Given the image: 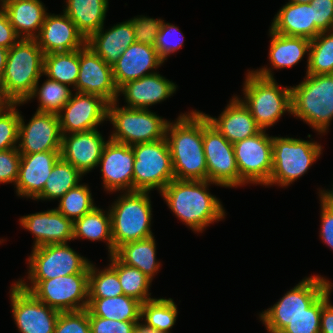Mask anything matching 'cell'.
<instances>
[{
  "instance_id": "obj_1",
  "label": "cell",
  "mask_w": 333,
  "mask_h": 333,
  "mask_svg": "<svg viewBox=\"0 0 333 333\" xmlns=\"http://www.w3.org/2000/svg\"><path fill=\"white\" fill-rule=\"evenodd\" d=\"M166 139L171 153L175 179L208 180L203 150V112L181 114L175 122H168Z\"/></svg>"
},
{
  "instance_id": "obj_2",
  "label": "cell",
  "mask_w": 333,
  "mask_h": 333,
  "mask_svg": "<svg viewBox=\"0 0 333 333\" xmlns=\"http://www.w3.org/2000/svg\"><path fill=\"white\" fill-rule=\"evenodd\" d=\"M208 180H172L160 193L167 206L191 230L204 228L225 217V210L216 196L209 193Z\"/></svg>"
},
{
  "instance_id": "obj_3",
  "label": "cell",
  "mask_w": 333,
  "mask_h": 333,
  "mask_svg": "<svg viewBox=\"0 0 333 333\" xmlns=\"http://www.w3.org/2000/svg\"><path fill=\"white\" fill-rule=\"evenodd\" d=\"M271 70L263 67L249 71L243 87L244 99L239 98L262 130L273 126L286 111H292L291 86H279Z\"/></svg>"
},
{
  "instance_id": "obj_4",
  "label": "cell",
  "mask_w": 333,
  "mask_h": 333,
  "mask_svg": "<svg viewBox=\"0 0 333 333\" xmlns=\"http://www.w3.org/2000/svg\"><path fill=\"white\" fill-rule=\"evenodd\" d=\"M44 53L35 39H20L8 49L2 77L6 95L13 103H24L43 75Z\"/></svg>"
},
{
  "instance_id": "obj_5",
  "label": "cell",
  "mask_w": 333,
  "mask_h": 333,
  "mask_svg": "<svg viewBox=\"0 0 333 333\" xmlns=\"http://www.w3.org/2000/svg\"><path fill=\"white\" fill-rule=\"evenodd\" d=\"M291 115L325 133L333 120V74H307L304 80L291 86Z\"/></svg>"
},
{
  "instance_id": "obj_6",
  "label": "cell",
  "mask_w": 333,
  "mask_h": 333,
  "mask_svg": "<svg viewBox=\"0 0 333 333\" xmlns=\"http://www.w3.org/2000/svg\"><path fill=\"white\" fill-rule=\"evenodd\" d=\"M149 192H124L109 208L113 247L153 236Z\"/></svg>"
},
{
  "instance_id": "obj_7",
  "label": "cell",
  "mask_w": 333,
  "mask_h": 333,
  "mask_svg": "<svg viewBox=\"0 0 333 333\" xmlns=\"http://www.w3.org/2000/svg\"><path fill=\"white\" fill-rule=\"evenodd\" d=\"M322 146L314 141L272 136V173L265 186L288 187L322 154Z\"/></svg>"
},
{
  "instance_id": "obj_8",
  "label": "cell",
  "mask_w": 333,
  "mask_h": 333,
  "mask_svg": "<svg viewBox=\"0 0 333 333\" xmlns=\"http://www.w3.org/2000/svg\"><path fill=\"white\" fill-rule=\"evenodd\" d=\"M118 101L108 104V117L114 129L109 139L127 144L155 142L165 138L168 122L149 109L119 107Z\"/></svg>"
},
{
  "instance_id": "obj_9",
  "label": "cell",
  "mask_w": 333,
  "mask_h": 333,
  "mask_svg": "<svg viewBox=\"0 0 333 333\" xmlns=\"http://www.w3.org/2000/svg\"><path fill=\"white\" fill-rule=\"evenodd\" d=\"M16 281L38 300L60 312L79 311L88 307L89 272L48 280Z\"/></svg>"
},
{
  "instance_id": "obj_10",
  "label": "cell",
  "mask_w": 333,
  "mask_h": 333,
  "mask_svg": "<svg viewBox=\"0 0 333 333\" xmlns=\"http://www.w3.org/2000/svg\"><path fill=\"white\" fill-rule=\"evenodd\" d=\"M134 152L133 191L161 192L175 179L171 153L166 137L148 143L132 145Z\"/></svg>"
},
{
  "instance_id": "obj_11",
  "label": "cell",
  "mask_w": 333,
  "mask_h": 333,
  "mask_svg": "<svg viewBox=\"0 0 333 333\" xmlns=\"http://www.w3.org/2000/svg\"><path fill=\"white\" fill-rule=\"evenodd\" d=\"M321 275L305 277L273 306L260 313L259 319L266 329L282 331L331 285Z\"/></svg>"
},
{
  "instance_id": "obj_12",
  "label": "cell",
  "mask_w": 333,
  "mask_h": 333,
  "mask_svg": "<svg viewBox=\"0 0 333 333\" xmlns=\"http://www.w3.org/2000/svg\"><path fill=\"white\" fill-rule=\"evenodd\" d=\"M28 264V280H48L81 272H89L91 261L81 257L67 243L32 248Z\"/></svg>"
},
{
  "instance_id": "obj_13",
  "label": "cell",
  "mask_w": 333,
  "mask_h": 333,
  "mask_svg": "<svg viewBox=\"0 0 333 333\" xmlns=\"http://www.w3.org/2000/svg\"><path fill=\"white\" fill-rule=\"evenodd\" d=\"M203 150L206 157L208 181L221 187L246 184L239 175L233 143H230L203 114Z\"/></svg>"
},
{
  "instance_id": "obj_14",
  "label": "cell",
  "mask_w": 333,
  "mask_h": 333,
  "mask_svg": "<svg viewBox=\"0 0 333 333\" xmlns=\"http://www.w3.org/2000/svg\"><path fill=\"white\" fill-rule=\"evenodd\" d=\"M240 178L247 184L266 185L272 173V136L266 130L233 144Z\"/></svg>"
},
{
  "instance_id": "obj_15",
  "label": "cell",
  "mask_w": 333,
  "mask_h": 333,
  "mask_svg": "<svg viewBox=\"0 0 333 333\" xmlns=\"http://www.w3.org/2000/svg\"><path fill=\"white\" fill-rule=\"evenodd\" d=\"M10 300L14 322L20 333H54L60 311L38 300L17 282L11 286Z\"/></svg>"
},
{
  "instance_id": "obj_16",
  "label": "cell",
  "mask_w": 333,
  "mask_h": 333,
  "mask_svg": "<svg viewBox=\"0 0 333 333\" xmlns=\"http://www.w3.org/2000/svg\"><path fill=\"white\" fill-rule=\"evenodd\" d=\"M108 102L100 96L76 92L57 114L62 134L97 129L107 121ZM64 111V112H63Z\"/></svg>"
},
{
  "instance_id": "obj_17",
  "label": "cell",
  "mask_w": 333,
  "mask_h": 333,
  "mask_svg": "<svg viewBox=\"0 0 333 333\" xmlns=\"http://www.w3.org/2000/svg\"><path fill=\"white\" fill-rule=\"evenodd\" d=\"M74 89L76 92L100 96L108 103L119 100L112 66L87 45L79 49V73Z\"/></svg>"
},
{
  "instance_id": "obj_18",
  "label": "cell",
  "mask_w": 333,
  "mask_h": 333,
  "mask_svg": "<svg viewBox=\"0 0 333 333\" xmlns=\"http://www.w3.org/2000/svg\"><path fill=\"white\" fill-rule=\"evenodd\" d=\"M20 114L18 150L20 154L60 151L62 133L57 114L35 112L25 124Z\"/></svg>"
},
{
  "instance_id": "obj_19",
  "label": "cell",
  "mask_w": 333,
  "mask_h": 333,
  "mask_svg": "<svg viewBox=\"0 0 333 333\" xmlns=\"http://www.w3.org/2000/svg\"><path fill=\"white\" fill-rule=\"evenodd\" d=\"M134 160L132 146L108 140L99 161L106 191L133 192Z\"/></svg>"
},
{
  "instance_id": "obj_20",
  "label": "cell",
  "mask_w": 333,
  "mask_h": 333,
  "mask_svg": "<svg viewBox=\"0 0 333 333\" xmlns=\"http://www.w3.org/2000/svg\"><path fill=\"white\" fill-rule=\"evenodd\" d=\"M107 142L98 129L62 134L60 156L84 175L99 165Z\"/></svg>"
},
{
  "instance_id": "obj_21",
  "label": "cell",
  "mask_w": 333,
  "mask_h": 333,
  "mask_svg": "<svg viewBox=\"0 0 333 333\" xmlns=\"http://www.w3.org/2000/svg\"><path fill=\"white\" fill-rule=\"evenodd\" d=\"M35 40L44 55L79 50L86 45V38L64 12L63 15L47 14Z\"/></svg>"
},
{
  "instance_id": "obj_22",
  "label": "cell",
  "mask_w": 333,
  "mask_h": 333,
  "mask_svg": "<svg viewBox=\"0 0 333 333\" xmlns=\"http://www.w3.org/2000/svg\"><path fill=\"white\" fill-rule=\"evenodd\" d=\"M163 63L154 46L135 42L125 49L112 66L114 83L119 90L130 81L155 73L152 70Z\"/></svg>"
},
{
  "instance_id": "obj_23",
  "label": "cell",
  "mask_w": 333,
  "mask_h": 333,
  "mask_svg": "<svg viewBox=\"0 0 333 333\" xmlns=\"http://www.w3.org/2000/svg\"><path fill=\"white\" fill-rule=\"evenodd\" d=\"M60 157V151L21 154L16 194L36 200Z\"/></svg>"
},
{
  "instance_id": "obj_24",
  "label": "cell",
  "mask_w": 333,
  "mask_h": 333,
  "mask_svg": "<svg viewBox=\"0 0 333 333\" xmlns=\"http://www.w3.org/2000/svg\"><path fill=\"white\" fill-rule=\"evenodd\" d=\"M19 224L34 235L33 248L73 240V221L56 209L23 216Z\"/></svg>"
},
{
  "instance_id": "obj_25",
  "label": "cell",
  "mask_w": 333,
  "mask_h": 333,
  "mask_svg": "<svg viewBox=\"0 0 333 333\" xmlns=\"http://www.w3.org/2000/svg\"><path fill=\"white\" fill-rule=\"evenodd\" d=\"M176 88L177 84L155 72L124 84L118 94L125 97L124 107L148 109L172 96Z\"/></svg>"
},
{
  "instance_id": "obj_26",
  "label": "cell",
  "mask_w": 333,
  "mask_h": 333,
  "mask_svg": "<svg viewBox=\"0 0 333 333\" xmlns=\"http://www.w3.org/2000/svg\"><path fill=\"white\" fill-rule=\"evenodd\" d=\"M203 114L209 123L233 144L245 138L252 137L262 130L256 124L249 109L235 95L218 118L211 117L205 113Z\"/></svg>"
},
{
  "instance_id": "obj_27",
  "label": "cell",
  "mask_w": 333,
  "mask_h": 333,
  "mask_svg": "<svg viewBox=\"0 0 333 333\" xmlns=\"http://www.w3.org/2000/svg\"><path fill=\"white\" fill-rule=\"evenodd\" d=\"M135 42L130 19L105 31L103 25L86 39V45L110 66H113L125 49Z\"/></svg>"
},
{
  "instance_id": "obj_28",
  "label": "cell",
  "mask_w": 333,
  "mask_h": 333,
  "mask_svg": "<svg viewBox=\"0 0 333 333\" xmlns=\"http://www.w3.org/2000/svg\"><path fill=\"white\" fill-rule=\"evenodd\" d=\"M270 29L285 36L314 39L321 31L314 24L311 4L287 2L275 15Z\"/></svg>"
},
{
  "instance_id": "obj_29",
  "label": "cell",
  "mask_w": 333,
  "mask_h": 333,
  "mask_svg": "<svg viewBox=\"0 0 333 333\" xmlns=\"http://www.w3.org/2000/svg\"><path fill=\"white\" fill-rule=\"evenodd\" d=\"M2 7L20 39H35L48 14L40 0H10Z\"/></svg>"
},
{
  "instance_id": "obj_30",
  "label": "cell",
  "mask_w": 333,
  "mask_h": 333,
  "mask_svg": "<svg viewBox=\"0 0 333 333\" xmlns=\"http://www.w3.org/2000/svg\"><path fill=\"white\" fill-rule=\"evenodd\" d=\"M66 3L63 12L86 39L104 25L108 0H66Z\"/></svg>"
},
{
  "instance_id": "obj_31",
  "label": "cell",
  "mask_w": 333,
  "mask_h": 333,
  "mask_svg": "<svg viewBox=\"0 0 333 333\" xmlns=\"http://www.w3.org/2000/svg\"><path fill=\"white\" fill-rule=\"evenodd\" d=\"M141 305L137 299L119 295L112 298H88L89 316L102 317L117 321H141Z\"/></svg>"
},
{
  "instance_id": "obj_32",
  "label": "cell",
  "mask_w": 333,
  "mask_h": 333,
  "mask_svg": "<svg viewBox=\"0 0 333 333\" xmlns=\"http://www.w3.org/2000/svg\"><path fill=\"white\" fill-rule=\"evenodd\" d=\"M271 36L269 61L272 69L290 68L299 63L309 53L310 39L296 36H285L269 29Z\"/></svg>"
},
{
  "instance_id": "obj_33",
  "label": "cell",
  "mask_w": 333,
  "mask_h": 333,
  "mask_svg": "<svg viewBox=\"0 0 333 333\" xmlns=\"http://www.w3.org/2000/svg\"><path fill=\"white\" fill-rule=\"evenodd\" d=\"M114 255L128 266L139 269L142 273L153 280L159 271L160 262L156 260V242L154 236L127 242L119 246Z\"/></svg>"
},
{
  "instance_id": "obj_34",
  "label": "cell",
  "mask_w": 333,
  "mask_h": 333,
  "mask_svg": "<svg viewBox=\"0 0 333 333\" xmlns=\"http://www.w3.org/2000/svg\"><path fill=\"white\" fill-rule=\"evenodd\" d=\"M88 239L107 243L109 256L114 254L111 215L95 206L90 212L73 222V240ZM107 241V242H106Z\"/></svg>"
},
{
  "instance_id": "obj_35",
  "label": "cell",
  "mask_w": 333,
  "mask_h": 333,
  "mask_svg": "<svg viewBox=\"0 0 333 333\" xmlns=\"http://www.w3.org/2000/svg\"><path fill=\"white\" fill-rule=\"evenodd\" d=\"M82 175L72 164L60 157L46 180L43 192L36 199L59 200L71 188L80 183Z\"/></svg>"
},
{
  "instance_id": "obj_36",
  "label": "cell",
  "mask_w": 333,
  "mask_h": 333,
  "mask_svg": "<svg viewBox=\"0 0 333 333\" xmlns=\"http://www.w3.org/2000/svg\"><path fill=\"white\" fill-rule=\"evenodd\" d=\"M78 73L79 50L44 55L43 75L46 77L75 88Z\"/></svg>"
},
{
  "instance_id": "obj_37",
  "label": "cell",
  "mask_w": 333,
  "mask_h": 333,
  "mask_svg": "<svg viewBox=\"0 0 333 333\" xmlns=\"http://www.w3.org/2000/svg\"><path fill=\"white\" fill-rule=\"evenodd\" d=\"M109 259L111 262L109 265L117 272L124 295L133 297L141 303L154 299L150 297L149 286L152 280L148 276L139 269L122 263L114 254L110 255Z\"/></svg>"
},
{
  "instance_id": "obj_38",
  "label": "cell",
  "mask_w": 333,
  "mask_h": 333,
  "mask_svg": "<svg viewBox=\"0 0 333 333\" xmlns=\"http://www.w3.org/2000/svg\"><path fill=\"white\" fill-rule=\"evenodd\" d=\"M177 305L173 299L154 298L141 305V320L144 324L157 331L169 333L176 322Z\"/></svg>"
},
{
  "instance_id": "obj_39",
  "label": "cell",
  "mask_w": 333,
  "mask_h": 333,
  "mask_svg": "<svg viewBox=\"0 0 333 333\" xmlns=\"http://www.w3.org/2000/svg\"><path fill=\"white\" fill-rule=\"evenodd\" d=\"M38 83L39 82L35 85L29 98L22 104H25L30 99L37 97L40 103L37 108V112L58 114L70 100L72 90H70L68 85L62 84L50 78L46 79L41 87Z\"/></svg>"
},
{
  "instance_id": "obj_40",
  "label": "cell",
  "mask_w": 333,
  "mask_h": 333,
  "mask_svg": "<svg viewBox=\"0 0 333 333\" xmlns=\"http://www.w3.org/2000/svg\"><path fill=\"white\" fill-rule=\"evenodd\" d=\"M306 74H333V30L320 32L311 40Z\"/></svg>"
},
{
  "instance_id": "obj_41",
  "label": "cell",
  "mask_w": 333,
  "mask_h": 333,
  "mask_svg": "<svg viewBox=\"0 0 333 333\" xmlns=\"http://www.w3.org/2000/svg\"><path fill=\"white\" fill-rule=\"evenodd\" d=\"M94 207L95 203L89 186L79 183L60 198L59 205L55 209L74 222Z\"/></svg>"
},
{
  "instance_id": "obj_42",
  "label": "cell",
  "mask_w": 333,
  "mask_h": 333,
  "mask_svg": "<svg viewBox=\"0 0 333 333\" xmlns=\"http://www.w3.org/2000/svg\"><path fill=\"white\" fill-rule=\"evenodd\" d=\"M108 266L99 270L90 263L88 298H112L123 294L117 272Z\"/></svg>"
},
{
  "instance_id": "obj_43",
  "label": "cell",
  "mask_w": 333,
  "mask_h": 333,
  "mask_svg": "<svg viewBox=\"0 0 333 333\" xmlns=\"http://www.w3.org/2000/svg\"><path fill=\"white\" fill-rule=\"evenodd\" d=\"M331 284L306 310L282 330L283 333H320L322 306L329 300Z\"/></svg>"
},
{
  "instance_id": "obj_44",
  "label": "cell",
  "mask_w": 333,
  "mask_h": 333,
  "mask_svg": "<svg viewBox=\"0 0 333 333\" xmlns=\"http://www.w3.org/2000/svg\"><path fill=\"white\" fill-rule=\"evenodd\" d=\"M21 104L13 103L0 110V151L18 147L20 112L16 107Z\"/></svg>"
},
{
  "instance_id": "obj_45",
  "label": "cell",
  "mask_w": 333,
  "mask_h": 333,
  "mask_svg": "<svg viewBox=\"0 0 333 333\" xmlns=\"http://www.w3.org/2000/svg\"><path fill=\"white\" fill-rule=\"evenodd\" d=\"M181 33L177 26L163 20L154 46L163 61L183 46L184 35Z\"/></svg>"
},
{
  "instance_id": "obj_46",
  "label": "cell",
  "mask_w": 333,
  "mask_h": 333,
  "mask_svg": "<svg viewBox=\"0 0 333 333\" xmlns=\"http://www.w3.org/2000/svg\"><path fill=\"white\" fill-rule=\"evenodd\" d=\"M54 333H91L88 310L60 312Z\"/></svg>"
},
{
  "instance_id": "obj_47",
  "label": "cell",
  "mask_w": 333,
  "mask_h": 333,
  "mask_svg": "<svg viewBox=\"0 0 333 333\" xmlns=\"http://www.w3.org/2000/svg\"><path fill=\"white\" fill-rule=\"evenodd\" d=\"M134 31L135 41L142 44L155 46L157 35L162 25V19L139 16L130 19Z\"/></svg>"
},
{
  "instance_id": "obj_48",
  "label": "cell",
  "mask_w": 333,
  "mask_h": 333,
  "mask_svg": "<svg viewBox=\"0 0 333 333\" xmlns=\"http://www.w3.org/2000/svg\"><path fill=\"white\" fill-rule=\"evenodd\" d=\"M21 154L18 148L0 151V183L16 184L19 176Z\"/></svg>"
},
{
  "instance_id": "obj_49",
  "label": "cell",
  "mask_w": 333,
  "mask_h": 333,
  "mask_svg": "<svg viewBox=\"0 0 333 333\" xmlns=\"http://www.w3.org/2000/svg\"><path fill=\"white\" fill-rule=\"evenodd\" d=\"M91 333H134L138 322L117 321L89 316Z\"/></svg>"
},
{
  "instance_id": "obj_50",
  "label": "cell",
  "mask_w": 333,
  "mask_h": 333,
  "mask_svg": "<svg viewBox=\"0 0 333 333\" xmlns=\"http://www.w3.org/2000/svg\"><path fill=\"white\" fill-rule=\"evenodd\" d=\"M314 24L321 31L333 30V0H313L311 2Z\"/></svg>"
},
{
  "instance_id": "obj_51",
  "label": "cell",
  "mask_w": 333,
  "mask_h": 333,
  "mask_svg": "<svg viewBox=\"0 0 333 333\" xmlns=\"http://www.w3.org/2000/svg\"><path fill=\"white\" fill-rule=\"evenodd\" d=\"M20 38L17 36L14 27L10 24L8 15L4 8L0 7V46L10 49Z\"/></svg>"
},
{
  "instance_id": "obj_52",
  "label": "cell",
  "mask_w": 333,
  "mask_h": 333,
  "mask_svg": "<svg viewBox=\"0 0 333 333\" xmlns=\"http://www.w3.org/2000/svg\"><path fill=\"white\" fill-rule=\"evenodd\" d=\"M320 237L327 246L333 250V210L328 209L322 203Z\"/></svg>"
},
{
  "instance_id": "obj_53",
  "label": "cell",
  "mask_w": 333,
  "mask_h": 333,
  "mask_svg": "<svg viewBox=\"0 0 333 333\" xmlns=\"http://www.w3.org/2000/svg\"><path fill=\"white\" fill-rule=\"evenodd\" d=\"M320 333H333V305L330 300L322 306Z\"/></svg>"
},
{
  "instance_id": "obj_54",
  "label": "cell",
  "mask_w": 333,
  "mask_h": 333,
  "mask_svg": "<svg viewBox=\"0 0 333 333\" xmlns=\"http://www.w3.org/2000/svg\"><path fill=\"white\" fill-rule=\"evenodd\" d=\"M333 186V185H332ZM320 202L328 209H333V187L332 190H319Z\"/></svg>"
},
{
  "instance_id": "obj_55",
  "label": "cell",
  "mask_w": 333,
  "mask_h": 333,
  "mask_svg": "<svg viewBox=\"0 0 333 333\" xmlns=\"http://www.w3.org/2000/svg\"><path fill=\"white\" fill-rule=\"evenodd\" d=\"M13 102L10 98L6 95L3 87V82L0 79V110L10 107Z\"/></svg>"
},
{
  "instance_id": "obj_56",
  "label": "cell",
  "mask_w": 333,
  "mask_h": 333,
  "mask_svg": "<svg viewBox=\"0 0 333 333\" xmlns=\"http://www.w3.org/2000/svg\"><path fill=\"white\" fill-rule=\"evenodd\" d=\"M7 56L8 49L0 46V79H2L4 75Z\"/></svg>"
},
{
  "instance_id": "obj_57",
  "label": "cell",
  "mask_w": 333,
  "mask_h": 333,
  "mask_svg": "<svg viewBox=\"0 0 333 333\" xmlns=\"http://www.w3.org/2000/svg\"><path fill=\"white\" fill-rule=\"evenodd\" d=\"M134 333H164V332H160L153 328H150L146 326L143 322L142 323L138 322Z\"/></svg>"
},
{
  "instance_id": "obj_58",
  "label": "cell",
  "mask_w": 333,
  "mask_h": 333,
  "mask_svg": "<svg viewBox=\"0 0 333 333\" xmlns=\"http://www.w3.org/2000/svg\"><path fill=\"white\" fill-rule=\"evenodd\" d=\"M312 1L313 0H289V2L298 3V4H303V3L311 4Z\"/></svg>"
},
{
  "instance_id": "obj_59",
  "label": "cell",
  "mask_w": 333,
  "mask_h": 333,
  "mask_svg": "<svg viewBox=\"0 0 333 333\" xmlns=\"http://www.w3.org/2000/svg\"><path fill=\"white\" fill-rule=\"evenodd\" d=\"M268 333H283L282 331H275L272 329H267Z\"/></svg>"
},
{
  "instance_id": "obj_60",
  "label": "cell",
  "mask_w": 333,
  "mask_h": 333,
  "mask_svg": "<svg viewBox=\"0 0 333 333\" xmlns=\"http://www.w3.org/2000/svg\"><path fill=\"white\" fill-rule=\"evenodd\" d=\"M8 1H10V0H0V6H3Z\"/></svg>"
}]
</instances>
